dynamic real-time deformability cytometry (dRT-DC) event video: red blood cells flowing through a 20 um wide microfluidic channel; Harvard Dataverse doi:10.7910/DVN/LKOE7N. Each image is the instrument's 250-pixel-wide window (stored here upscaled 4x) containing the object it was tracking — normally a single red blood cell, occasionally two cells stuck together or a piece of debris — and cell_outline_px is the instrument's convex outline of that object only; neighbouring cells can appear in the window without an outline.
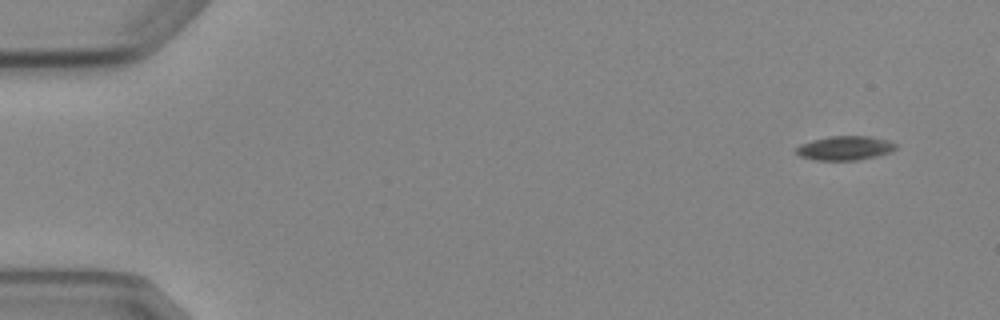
{"species": "Egyptian fruit bat (a non-hibernating species)", "species_latin": "Rousettus aegyptiacus", "temperature_condition": "cold", "stored_images_in_passage": 5, "segment_of_instrument_passage": [1, 2], "camera_frame_rate_fps": 3000, "um_per_image_px": 0.085, "animal": {"sex": "female"}, "frame": {"image": 1, "passage_image": 1, "time_ms": 0.0, "image_size_px": [1000, 320], "cell_outline_px": [[896, 148], [892, 152], [876, 156], [856, 160], [816, 160], [800, 156], [796, 152], [796, 148], [800, 144], [812, 140], [832, 136], [868, 136], [888, 140], [896, 144]], "centroid_in_image_um": [71.83, 12.58], "position_along_channel_um": 13.2, "area_um2": 13.93}}